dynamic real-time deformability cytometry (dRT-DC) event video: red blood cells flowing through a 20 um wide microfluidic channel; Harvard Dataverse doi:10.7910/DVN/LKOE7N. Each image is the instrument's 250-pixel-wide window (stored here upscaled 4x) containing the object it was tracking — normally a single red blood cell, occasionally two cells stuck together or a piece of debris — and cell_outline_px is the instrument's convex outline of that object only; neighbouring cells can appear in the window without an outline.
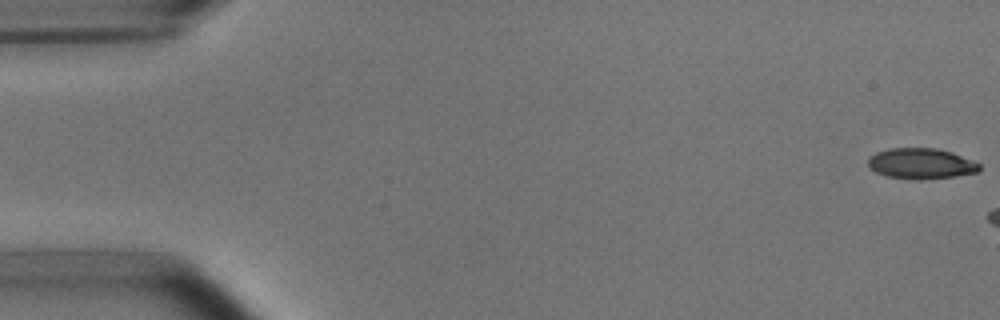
{"species": "common noctule bat (a hibernating species)", "species_latin": "Nyctalus noctula", "temperature_condition": "room temperature", "stored_images_in_passage": 6, "camera_frame_rate_fps": 3000, "um_per_image_px": 0.085, "animal": {"sex": "male", "body_mass_g": 15.6}, "frame": {"image": 1, "passage_image": 1, "time_ms": 0.0, "image_size_px": [1000, 320], "cell_outline_px": [[980, 168], [976, 172], [956, 176], [920, 180], [916, 180], [888, 176], [876, 172], [868, 168], [868, 156], [876, 152], [888, 148], [936, 148], [952, 152], [972, 160], [980, 164]], "centroid_in_image_um": [78.25, 13.9], "position_along_channel_um": 6.7, "area_um2": 20.0}}